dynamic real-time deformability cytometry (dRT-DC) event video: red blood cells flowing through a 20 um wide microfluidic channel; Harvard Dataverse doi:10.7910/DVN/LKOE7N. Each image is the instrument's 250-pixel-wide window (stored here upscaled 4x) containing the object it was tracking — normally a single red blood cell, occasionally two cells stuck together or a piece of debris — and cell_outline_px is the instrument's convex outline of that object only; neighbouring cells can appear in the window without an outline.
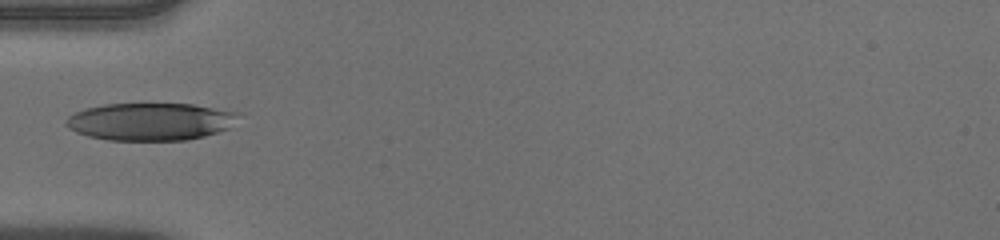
{"species": "human", "species_latin": "Homo sapiens", "temperature_condition": "warm", "stored_images_in_passage": 30, "camera_frame_rate_fps": 3000, "um_per_image_px": 0.085, "donor": {"sex": "male"}, "frame": {"image": 1, "passage_image": 1, "time_ms": 0.0, "image_size_px": [1000, 240], "cell_outline_px": [[240, 112], [228, 128], [204, 136], [188, 140], [108, 140], [88, 136], [76, 132], [68, 128], [64, 120], [68, 116], [84, 108], [104, 104], [192, 104]], "centroid_in_image_um": [12.73, 10.33], "position_along_channel_um": 72.3, "area_um2": 37.57}}
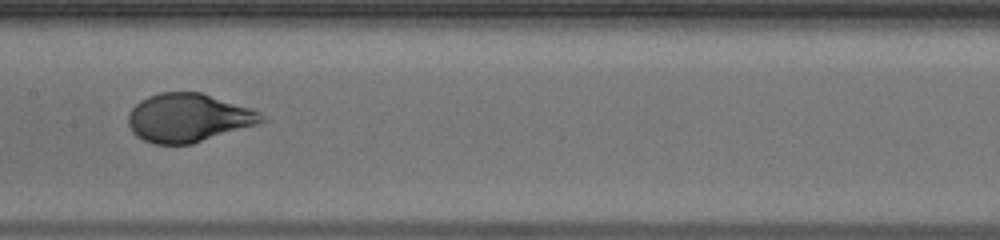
{"frame": {"image": 2, "passage_image": 10, "time_ms": 3.0, "image_size_px": [1000, 240], "cell_outline_px": [[268, 120], [256, 124], [192, 144], [152, 144], [136, 136], [132, 132], [128, 124], [128, 112], [140, 100], [148, 96], [160, 92], [200, 92], [252, 108], [260, 112]], "centroid_in_image_um": [15.99, 10.01], "position_along_channel_um": 191.4, "area_um2": 37.69}}
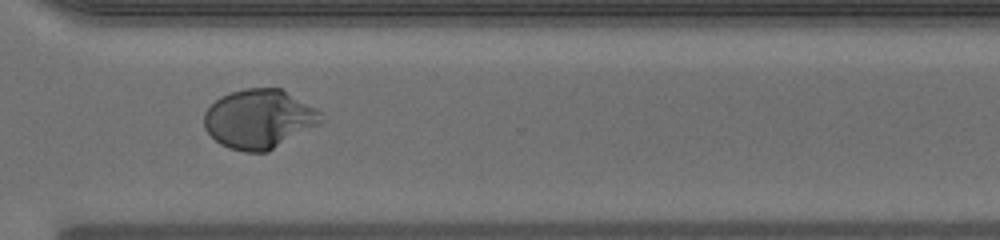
{"frame": {"image": 3, "passage_image": 22, "time_ms": 7.0, "image_size_px": [1000, 240], "cell_outline_px": [[320, 124], [268, 152], [244, 152], [220, 144], [204, 128], [204, 112], [220, 96], [244, 88], [280, 88], [316, 108], [320, 112]], "centroid_in_image_um": [22.01, 10.12], "position_along_channel_um": 348.6, "area_um2": 40.06}}